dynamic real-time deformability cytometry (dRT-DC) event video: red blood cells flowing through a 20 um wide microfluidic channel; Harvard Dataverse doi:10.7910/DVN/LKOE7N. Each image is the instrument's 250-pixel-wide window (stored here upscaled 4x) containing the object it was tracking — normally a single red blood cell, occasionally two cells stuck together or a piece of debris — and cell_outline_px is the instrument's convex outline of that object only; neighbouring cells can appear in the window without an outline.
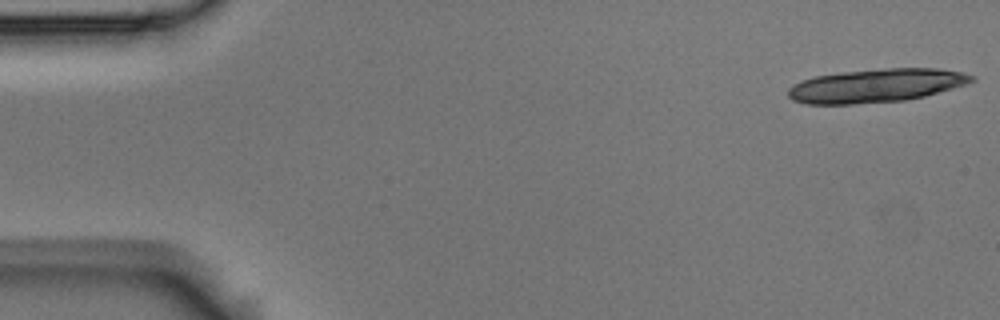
{"species": "Egyptian fruit bat (a non-hibernating species)", "species_latin": "Rousettus aegyptiacus", "temperature_condition": "room temperature", "stored_images_in_passage": 3, "camera_frame_rate_fps": 3000, "um_per_image_px": 0.085, "animal": {"sex": "male"}, "frame": {"image": 1, "passage_image": 1, "time_ms": 0.0, "image_size_px": [1000, 320], "cell_outline_px": [[976, 80], [952, 88], [924, 96], [904, 100], [852, 104], [808, 104], [792, 100], [788, 96], [788, 88], [792, 84], [800, 80], [812, 76], [844, 72], [884, 68], [940, 68], [964, 72], [976, 76]], "centroid_in_image_um": [74.45, 7.26], "position_along_channel_um": 10.5, "area_um2": 35.95}}